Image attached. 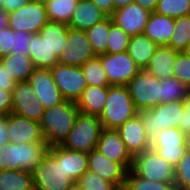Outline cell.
<instances>
[{
	"mask_svg": "<svg viewBox=\"0 0 190 190\" xmlns=\"http://www.w3.org/2000/svg\"><path fill=\"white\" fill-rule=\"evenodd\" d=\"M78 113L76 102L68 100L44 110L39 123L44 140L50 147L61 146L64 143Z\"/></svg>",
	"mask_w": 190,
	"mask_h": 190,
	"instance_id": "obj_1",
	"label": "cell"
},
{
	"mask_svg": "<svg viewBox=\"0 0 190 190\" xmlns=\"http://www.w3.org/2000/svg\"><path fill=\"white\" fill-rule=\"evenodd\" d=\"M32 175L34 190H68L73 183L62 168V146L50 147Z\"/></svg>",
	"mask_w": 190,
	"mask_h": 190,
	"instance_id": "obj_2",
	"label": "cell"
},
{
	"mask_svg": "<svg viewBox=\"0 0 190 190\" xmlns=\"http://www.w3.org/2000/svg\"><path fill=\"white\" fill-rule=\"evenodd\" d=\"M50 146L44 143L8 142L0 147V171L23 170L33 172L36 165L48 153Z\"/></svg>",
	"mask_w": 190,
	"mask_h": 190,
	"instance_id": "obj_3",
	"label": "cell"
},
{
	"mask_svg": "<svg viewBox=\"0 0 190 190\" xmlns=\"http://www.w3.org/2000/svg\"><path fill=\"white\" fill-rule=\"evenodd\" d=\"M138 115L127 86H108L106 104L99 116L102 127L117 130L129 119Z\"/></svg>",
	"mask_w": 190,
	"mask_h": 190,
	"instance_id": "obj_4",
	"label": "cell"
},
{
	"mask_svg": "<svg viewBox=\"0 0 190 190\" xmlns=\"http://www.w3.org/2000/svg\"><path fill=\"white\" fill-rule=\"evenodd\" d=\"M183 101L161 103L157 106L139 110L143 128L150 140L156 137L162 129L180 128L184 113Z\"/></svg>",
	"mask_w": 190,
	"mask_h": 190,
	"instance_id": "obj_5",
	"label": "cell"
},
{
	"mask_svg": "<svg viewBox=\"0 0 190 190\" xmlns=\"http://www.w3.org/2000/svg\"><path fill=\"white\" fill-rule=\"evenodd\" d=\"M102 129L98 116L79 111L71 132L61 146L69 150L89 153L96 148Z\"/></svg>",
	"mask_w": 190,
	"mask_h": 190,
	"instance_id": "obj_6",
	"label": "cell"
},
{
	"mask_svg": "<svg viewBox=\"0 0 190 190\" xmlns=\"http://www.w3.org/2000/svg\"><path fill=\"white\" fill-rule=\"evenodd\" d=\"M126 86L138 111L159 104L160 80L146 69H140Z\"/></svg>",
	"mask_w": 190,
	"mask_h": 190,
	"instance_id": "obj_7",
	"label": "cell"
},
{
	"mask_svg": "<svg viewBox=\"0 0 190 190\" xmlns=\"http://www.w3.org/2000/svg\"><path fill=\"white\" fill-rule=\"evenodd\" d=\"M137 175L159 183H174V167L152 148L133 157L131 168Z\"/></svg>",
	"mask_w": 190,
	"mask_h": 190,
	"instance_id": "obj_8",
	"label": "cell"
},
{
	"mask_svg": "<svg viewBox=\"0 0 190 190\" xmlns=\"http://www.w3.org/2000/svg\"><path fill=\"white\" fill-rule=\"evenodd\" d=\"M50 70L52 78L63 98L77 102L84 89L88 86L82 68L58 62Z\"/></svg>",
	"mask_w": 190,
	"mask_h": 190,
	"instance_id": "obj_9",
	"label": "cell"
},
{
	"mask_svg": "<svg viewBox=\"0 0 190 190\" xmlns=\"http://www.w3.org/2000/svg\"><path fill=\"white\" fill-rule=\"evenodd\" d=\"M98 57L101 60L102 67L106 72L108 82L111 86H126L140 70L127 51L121 53H105L98 55Z\"/></svg>",
	"mask_w": 190,
	"mask_h": 190,
	"instance_id": "obj_10",
	"label": "cell"
},
{
	"mask_svg": "<svg viewBox=\"0 0 190 190\" xmlns=\"http://www.w3.org/2000/svg\"><path fill=\"white\" fill-rule=\"evenodd\" d=\"M184 143L185 133L180 128L162 129L151 140L150 148L175 167L186 151Z\"/></svg>",
	"mask_w": 190,
	"mask_h": 190,
	"instance_id": "obj_11",
	"label": "cell"
},
{
	"mask_svg": "<svg viewBox=\"0 0 190 190\" xmlns=\"http://www.w3.org/2000/svg\"><path fill=\"white\" fill-rule=\"evenodd\" d=\"M44 110L45 108L41 101L35 97V91L33 90L29 80L15 84L12 91L11 113L40 122L44 114Z\"/></svg>",
	"mask_w": 190,
	"mask_h": 190,
	"instance_id": "obj_12",
	"label": "cell"
},
{
	"mask_svg": "<svg viewBox=\"0 0 190 190\" xmlns=\"http://www.w3.org/2000/svg\"><path fill=\"white\" fill-rule=\"evenodd\" d=\"M95 57L85 31L68 27L65 45L59 63L81 67Z\"/></svg>",
	"mask_w": 190,
	"mask_h": 190,
	"instance_id": "obj_13",
	"label": "cell"
},
{
	"mask_svg": "<svg viewBox=\"0 0 190 190\" xmlns=\"http://www.w3.org/2000/svg\"><path fill=\"white\" fill-rule=\"evenodd\" d=\"M46 6L29 2L18 10L9 12L8 25L13 30L39 33L48 22Z\"/></svg>",
	"mask_w": 190,
	"mask_h": 190,
	"instance_id": "obj_14",
	"label": "cell"
},
{
	"mask_svg": "<svg viewBox=\"0 0 190 190\" xmlns=\"http://www.w3.org/2000/svg\"><path fill=\"white\" fill-rule=\"evenodd\" d=\"M8 139L10 143H44L40 123L24 116L10 113L7 115Z\"/></svg>",
	"mask_w": 190,
	"mask_h": 190,
	"instance_id": "obj_15",
	"label": "cell"
},
{
	"mask_svg": "<svg viewBox=\"0 0 190 190\" xmlns=\"http://www.w3.org/2000/svg\"><path fill=\"white\" fill-rule=\"evenodd\" d=\"M88 171L111 182L117 188L125 187L127 170L96 149L88 153Z\"/></svg>",
	"mask_w": 190,
	"mask_h": 190,
	"instance_id": "obj_16",
	"label": "cell"
},
{
	"mask_svg": "<svg viewBox=\"0 0 190 190\" xmlns=\"http://www.w3.org/2000/svg\"><path fill=\"white\" fill-rule=\"evenodd\" d=\"M95 149L110 160L120 163L127 171L132 168L133 157L117 130L103 128Z\"/></svg>",
	"mask_w": 190,
	"mask_h": 190,
	"instance_id": "obj_17",
	"label": "cell"
},
{
	"mask_svg": "<svg viewBox=\"0 0 190 190\" xmlns=\"http://www.w3.org/2000/svg\"><path fill=\"white\" fill-rule=\"evenodd\" d=\"M150 13L147 9L133 2L115 9L111 17L118 27L132 37L143 33Z\"/></svg>",
	"mask_w": 190,
	"mask_h": 190,
	"instance_id": "obj_18",
	"label": "cell"
},
{
	"mask_svg": "<svg viewBox=\"0 0 190 190\" xmlns=\"http://www.w3.org/2000/svg\"><path fill=\"white\" fill-rule=\"evenodd\" d=\"M29 81L35 91V97L41 101L45 109L65 101L52 78L50 69L35 68Z\"/></svg>",
	"mask_w": 190,
	"mask_h": 190,
	"instance_id": "obj_19",
	"label": "cell"
},
{
	"mask_svg": "<svg viewBox=\"0 0 190 190\" xmlns=\"http://www.w3.org/2000/svg\"><path fill=\"white\" fill-rule=\"evenodd\" d=\"M117 131L132 157L150 148L151 140L143 128L142 119L139 114L129 119Z\"/></svg>",
	"mask_w": 190,
	"mask_h": 190,
	"instance_id": "obj_20",
	"label": "cell"
},
{
	"mask_svg": "<svg viewBox=\"0 0 190 190\" xmlns=\"http://www.w3.org/2000/svg\"><path fill=\"white\" fill-rule=\"evenodd\" d=\"M106 17L107 15L91 0H79L71 15L68 27L86 31Z\"/></svg>",
	"mask_w": 190,
	"mask_h": 190,
	"instance_id": "obj_21",
	"label": "cell"
},
{
	"mask_svg": "<svg viewBox=\"0 0 190 190\" xmlns=\"http://www.w3.org/2000/svg\"><path fill=\"white\" fill-rule=\"evenodd\" d=\"M175 18L152 12L143 34L157 45H167L174 33Z\"/></svg>",
	"mask_w": 190,
	"mask_h": 190,
	"instance_id": "obj_22",
	"label": "cell"
},
{
	"mask_svg": "<svg viewBox=\"0 0 190 190\" xmlns=\"http://www.w3.org/2000/svg\"><path fill=\"white\" fill-rule=\"evenodd\" d=\"M178 52L170 46L158 45L145 69L159 80L172 78L175 58Z\"/></svg>",
	"mask_w": 190,
	"mask_h": 190,
	"instance_id": "obj_23",
	"label": "cell"
},
{
	"mask_svg": "<svg viewBox=\"0 0 190 190\" xmlns=\"http://www.w3.org/2000/svg\"><path fill=\"white\" fill-rule=\"evenodd\" d=\"M108 86H90L88 85L77 100L76 105L79 111L100 116L106 104Z\"/></svg>",
	"mask_w": 190,
	"mask_h": 190,
	"instance_id": "obj_24",
	"label": "cell"
},
{
	"mask_svg": "<svg viewBox=\"0 0 190 190\" xmlns=\"http://www.w3.org/2000/svg\"><path fill=\"white\" fill-rule=\"evenodd\" d=\"M157 44L143 33L130 37L127 53L140 69H145L153 57Z\"/></svg>",
	"mask_w": 190,
	"mask_h": 190,
	"instance_id": "obj_25",
	"label": "cell"
},
{
	"mask_svg": "<svg viewBox=\"0 0 190 190\" xmlns=\"http://www.w3.org/2000/svg\"><path fill=\"white\" fill-rule=\"evenodd\" d=\"M29 57L32 59L35 68L50 69L59 59L50 52L46 39L40 33L31 36Z\"/></svg>",
	"mask_w": 190,
	"mask_h": 190,
	"instance_id": "obj_26",
	"label": "cell"
},
{
	"mask_svg": "<svg viewBox=\"0 0 190 190\" xmlns=\"http://www.w3.org/2000/svg\"><path fill=\"white\" fill-rule=\"evenodd\" d=\"M0 60L5 71L9 73L16 83L29 80L30 75L35 69L33 61L29 56L9 54L0 57Z\"/></svg>",
	"mask_w": 190,
	"mask_h": 190,
	"instance_id": "obj_27",
	"label": "cell"
},
{
	"mask_svg": "<svg viewBox=\"0 0 190 190\" xmlns=\"http://www.w3.org/2000/svg\"><path fill=\"white\" fill-rule=\"evenodd\" d=\"M62 168L76 182L88 170V153L62 147Z\"/></svg>",
	"mask_w": 190,
	"mask_h": 190,
	"instance_id": "obj_28",
	"label": "cell"
},
{
	"mask_svg": "<svg viewBox=\"0 0 190 190\" xmlns=\"http://www.w3.org/2000/svg\"><path fill=\"white\" fill-rule=\"evenodd\" d=\"M68 25L58 22L48 21L39 31L46 39L50 52L59 59L67 37Z\"/></svg>",
	"mask_w": 190,
	"mask_h": 190,
	"instance_id": "obj_29",
	"label": "cell"
},
{
	"mask_svg": "<svg viewBox=\"0 0 190 190\" xmlns=\"http://www.w3.org/2000/svg\"><path fill=\"white\" fill-rule=\"evenodd\" d=\"M0 190H34L33 175L23 170L0 171Z\"/></svg>",
	"mask_w": 190,
	"mask_h": 190,
	"instance_id": "obj_30",
	"label": "cell"
},
{
	"mask_svg": "<svg viewBox=\"0 0 190 190\" xmlns=\"http://www.w3.org/2000/svg\"><path fill=\"white\" fill-rule=\"evenodd\" d=\"M113 23L112 17L107 16L105 19L85 31L95 56L106 53L108 33Z\"/></svg>",
	"mask_w": 190,
	"mask_h": 190,
	"instance_id": "obj_31",
	"label": "cell"
},
{
	"mask_svg": "<svg viewBox=\"0 0 190 190\" xmlns=\"http://www.w3.org/2000/svg\"><path fill=\"white\" fill-rule=\"evenodd\" d=\"M78 1L79 0H48L45 5L48 20L50 22L68 25Z\"/></svg>",
	"mask_w": 190,
	"mask_h": 190,
	"instance_id": "obj_32",
	"label": "cell"
},
{
	"mask_svg": "<svg viewBox=\"0 0 190 190\" xmlns=\"http://www.w3.org/2000/svg\"><path fill=\"white\" fill-rule=\"evenodd\" d=\"M190 89L175 77L160 80L159 104L182 101Z\"/></svg>",
	"mask_w": 190,
	"mask_h": 190,
	"instance_id": "obj_33",
	"label": "cell"
},
{
	"mask_svg": "<svg viewBox=\"0 0 190 190\" xmlns=\"http://www.w3.org/2000/svg\"><path fill=\"white\" fill-rule=\"evenodd\" d=\"M190 42V14L175 18L174 33L167 46L179 52L184 51Z\"/></svg>",
	"mask_w": 190,
	"mask_h": 190,
	"instance_id": "obj_34",
	"label": "cell"
},
{
	"mask_svg": "<svg viewBox=\"0 0 190 190\" xmlns=\"http://www.w3.org/2000/svg\"><path fill=\"white\" fill-rule=\"evenodd\" d=\"M87 85L90 86H111L108 82L101 60L98 56L88 60L81 66Z\"/></svg>",
	"mask_w": 190,
	"mask_h": 190,
	"instance_id": "obj_35",
	"label": "cell"
},
{
	"mask_svg": "<svg viewBox=\"0 0 190 190\" xmlns=\"http://www.w3.org/2000/svg\"><path fill=\"white\" fill-rule=\"evenodd\" d=\"M125 187L128 190H175L174 183H159L137 175L132 169L126 174Z\"/></svg>",
	"mask_w": 190,
	"mask_h": 190,
	"instance_id": "obj_36",
	"label": "cell"
},
{
	"mask_svg": "<svg viewBox=\"0 0 190 190\" xmlns=\"http://www.w3.org/2000/svg\"><path fill=\"white\" fill-rule=\"evenodd\" d=\"M156 13L171 18L190 14V0H158Z\"/></svg>",
	"mask_w": 190,
	"mask_h": 190,
	"instance_id": "obj_37",
	"label": "cell"
},
{
	"mask_svg": "<svg viewBox=\"0 0 190 190\" xmlns=\"http://www.w3.org/2000/svg\"><path fill=\"white\" fill-rule=\"evenodd\" d=\"M130 36L115 23L110 26L106 53H121L128 49Z\"/></svg>",
	"mask_w": 190,
	"mask_h": 190,
	"instance_id": "obj_38",
	"label": "cell"
},
{
	"mask_svg": "<svg viewBox=\"0 0 190 190\" xmlns=\"http://www.w3.org/2000/svg\"><path fill=\"white\" fill-rule=\"evenodd\" d=\"M175 190H190V152L185 151L174 167Z\"/></svg>",
	"mask_w": 190,
	"mask_h": 190,
	"instance_id": "obj_39",
	"label": "cell"
},
{
	"mask_svg": "<svg viewBox=\"0 0 190 190\" xmlns=\"http://www.w3.org/2000/svg\"><path fill=\"white\" fill-rule=\"evenodd\" d=\"M84 190H116L117 187L111 182L102 179L97 174L86 171L77 180Z\"/></svg>",
	"mask_w": 190,
	"mask_h": 190,
	"instance_id": "obj_40",
	"label": "cell"
},
{
	"mask_svg": "<svg viewBox=\"0 0 190 190\" xmlns=\"http://www.w3.org/2000/svg\"><path fill=\"white\" fill-rule=\"evenodd\" d=\"M173 77L190 89V57L184 52H178L173 67Z\"/></svg>",
	"mask_w": 190,
	"mask_h": 190,
	"instance_id": "obj_41",
	"label": "cell"
},
{
	"mask_svg": "<svg viewBox=\"0 0 190 190\" xmlns=\"http://www.w3.org/2000/svg\"><path fill=\"white\" fill-rule=\"evenodd\" d=\"M32 33L20 30H13V46L10 54L29 56Z\"/></svg>",
	"mask_w": 190,
	"mask_h": 190,
	"instance_id": "obj_42",
	"label": "cell"
},
{
	"mask_svg": "<svg viewBox=\"0 0 190 190\" xmlns=\"http://www.w3.org/2000/svg\"><path fill=\"white\" fill-rule=\"evenodd\" d=\"M13 46V29L7 27L4 30H0V57L10 54Z\"/></svg>",
	"mask_w": 190,
	"mask_h": 190,
	"instance_id": "obj_43",
	"label": "cell"
},
{
	"mask_svg": "<svg viewBox=\"0 0 190 190\" xmlns=\"http://www.w3.org/2000/svg\"><path fill=\"white\" fill-rule=\"evenodd\" d=\"M12 108V91L0 90V117L9 115Z\"/></svg>",
	"mask_w": 190,
	"mask_h": 190,
	"instance_id": "obj_44",
	"label": "cell"
},
{
	"mask_svg": "<svg viewBox=\"0 0 190 190\" xmlns=\"http://www.w3.org/2000/svg\"><path fill=\"white\" fill-rule=\"evenodd\" d=\"M16 82L12 79L7 71H5L0 60V90L13 91Z\"/></svg>",
	"mask_w": 190,
	"mask_h": 190,
	"instance_id": "obj_45",
	"label": "cell"
},
{
	"mask_svg": "<svg viewBox=\"0 0 190 190\" xmlns=\"http://www.w3.org/2000/svg\"><path fill=\"white\" fill-rule=\"evenodd\" d=\"M107 16H112L115 11L113 0H91Z\"/></svg>",
	"mask_w": 190,
	"mask_h": 190,
	"instance_id": "obj_46",
	"label": "cell"
},
{
	"mask_svg": "<svg viewBox=\"0 0 190 190\" xmlns=\"http://www.w3.org/2000/svg\"><path fill=\"white\" fill-rule=\"evenodd\" d=\"M30 0H4L2 8L8 12L18 10L28 4Z\"/></svg>",
	"mask_w": 190,
	"mask_h": 190,
	"instance_id": "obj_47",
	"label": "cell"
},
{
	"mask_svg": "<svg viewBox=\"0 0 190 190\" xmlns=\"http://www.w3.org/2000/svg\"><path fill=\"white\" fill-rule=\"evenodd\" d=\"M9 142L7 129V115L0 117V147Z\"/></svg>",
	"mask_w": 190,
	"mask_h": 190,
	"instance_id": "obj_48",
	"label": "cell"
},
{
	"mask_svg": "<svg viewBox=\"0 0 190 190\" xmlns=\"http://www.w3.org/2000/svg\"><path fill=\"white\" fill-rule=\"evenodd\" d=\"M134 2L152 13L156 10L158 0H134Z\"/></svg>",
	"mask_w": 190,
	"mask_h": 190,
	"instance_id": "obj_49",
	"label": "cell"
},
{
	"mask_svg": "<svg viewBox=\"0 0 190 190\" xmlns=\"http://www.w3.org/2000/svg\"><path fill=\"white\" fill-rule=\"evenodd\" d=\"M9 12L0 7V30H4L8 25Z\"/></svg>",
	"mask_w": 190,
	"mask_h": 190,
	"instance_id": "obj_50",
	"label": "cell"
},
{
	"mask_svg": "<svg viewBox=\"0 0 190 190\" xmlns=\"http://www.w3.org/2000/svg\"><path fill=\"white\" fill-rule=\"evenodd\" d=\"M180 129L184 132H190V116H187V112L184 111L183 118H182V124L180 125Z\"/></svg>",
	"mask_w": 190,
	"mask_h": 190,
	"instance_id": "obj_51",
	"label": "cell"
},
{
	"mask_svg": "<svg viewBox=\"0 0 190 190\" xmlns=\"http://www.w3.org/2000/svg\"><path fill=\"white\" fill-rule=\"evenodd\" d=\"M182 101L184 109L187 112V116H190V91L187 93L186 97Z\"/></svg>",
	"mask_w": 190,
	"mask_h": 190,
	"instance_id": "obj_52",
	"label": "cell"
},
{
	"mask_svg": "<svg viewBox=\"0 0 190 190\" xmlns=\"http://www.w3.org/2000/svg\"><path fill=\"white\" fill-rule=\"evenodd\" d=\"M115 9L126 6L130 3H133L134 0H113Z\"/></svg>",
	"mask_w": 190,
	"mask_h": 190,
	"instance_id": "obj_53",
	"label": "cell"
},
{
	"mask_svg": "<svg viewBox=\"0 0 190 190\" xmlns=\"http://www.w3.org/2000/svg\"><path fill=\"white\" fill-rule=\"evenodd\" d=\"M185 149L190 152V132L185 133Z\"/></svg>",
	"mask_w": 190,
	"mask_h": 190,
	"instance_id": "obj_54",
	"label": "cell"
},
{
	"mask_svg": "<svg viewBox=\"0 0 190 190\" xmlns=\"http://www.w3.org/2000/svg\"><path fill=\"white\" fill-rule=\"evenodd\" d=\"M68 190H84L82 188V186L76 181V182H73L70 187L68 188Z\"/></svg>",
	"mask_w": 190,
	"mask_h": 190,
	"instance_id": "obj_55",
	"label": "cell"
},
{
	"mask_svg": "<svg viewBox=\"0 0 190 190\" xmlns=\"http://www.w3.org/2000/svg\"><path fill=\"white\" fill-rule=\"evenodd\" d=\"M47 1L48 0H30V2H32V3L40 4L43 6H45L47 4Z\"/></svg>",
	"mask_w": 190,
	"mask_h": 190,
	"instance_id": "obj_56",
	"label": "cell"
},
{
	"mask_svg": "<svg viewBox=\"0 0 190 190\" xmlns=\"http://www.w3.org/2000/svg\"><path fill=\"white\" fill-rule=\"evenodd\" d=\"M184 52L190 57V42Z\"/></svg>",
	"mask_w": 190,
	"mask_h": 190,
	"instance_id": "obj_57",
	"label": "cell"
},
{
	"mask_svg": "<svg viewBox=\"0 0 190 190\" xmlns=\"http://www.w3.org/2000/svg\"><path fill=\"white\" fill-rule=\"evenodd\" d=\"M116 190H128L126 187L117 188Z\"/></svg>",
	"mask_w": 190,
	"mask_h": 190,
	"instance_id": "obj_58",
	"label": "cell"
},
{
	"mask_svg": "<svg viewBox=\"0 0 190 190\" xmlns=\"http://www.w3.org/2000/svg\"><path fill=\"white\" fill-rule=\"evenodd\" d=\"M3 1H4V0H0V7L3 6Z\"/></svg>",
	"mask_w": 190,
	"mask_h": 190,
	"instance_id": "obj_59",
	"label": "cell"
}]
</instances>
